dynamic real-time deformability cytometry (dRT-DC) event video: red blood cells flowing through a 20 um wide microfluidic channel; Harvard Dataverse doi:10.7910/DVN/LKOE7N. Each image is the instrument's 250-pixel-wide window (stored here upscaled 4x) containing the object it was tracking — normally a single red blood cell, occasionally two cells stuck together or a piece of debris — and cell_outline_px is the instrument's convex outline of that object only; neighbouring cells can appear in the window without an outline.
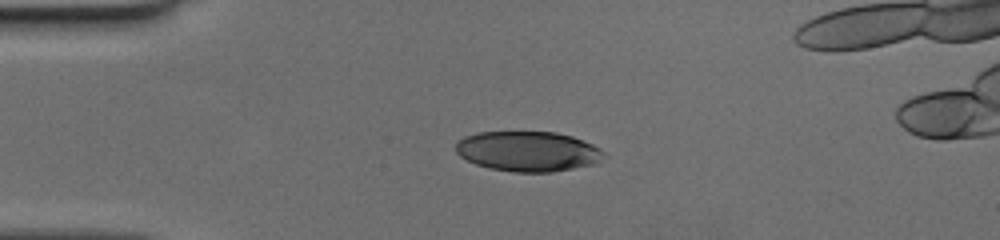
{"species": "human", "species_latin": "Homo sapiens", "temperature_condition": "cold", "stored_images_in_passage": 40, "camera_frame_rate_fps": 3000, "um_per_image_px": 0.085, "donor": {"sex": "female"}, "frame": {"image": 1, "passage_image": 1, "time_ms": 0.0, "image_size_px": [1000, 240], "cell_outline_px": [[608, 156], [596, 164], [552, 172], [512, 172], [488, 168], [476, 164], [460, 156], [456, 152], [456, 144], [464, 136], [480, 132], [556, 132], [572, 136], [592, 144], [600, 148]], "centroid_in_image_um": [44.92, 12.87], "position_along_channel_um": 40.1, "area_um2": 34.8}}
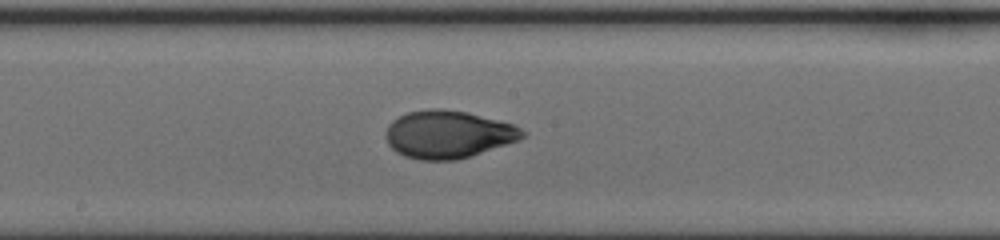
{"frame": {"image": 2, "passage_image": 16, "time_ms": 5.0, "image_size_px": [1000, 240], "cell_outline_px": [[524, 136], [520, 140], [456, 160], [420, 160], [404, 156], [396, 152], [388, 144], [384, 136], [384, 132], [388, 124], [392, 120], [408, 112], [428, 108], [440, 108], [468, 112], [512, 124], [520, 128], [524, 132]], "centroid_in_image_um": [38.04, 11.41], "position_along_channel_um": 210.2, "area_um2": 38.03}}
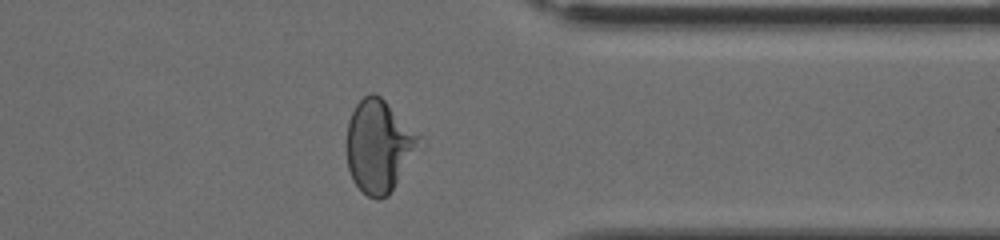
{"frame": {"image": 3, "passage_image": 29, "time_ms": 9.333, "image_size_px": [1000, 240], "cell_outline_px": [[420, 136], [416, 144], [388, 196], [380, 200], [376, 200], [368, 196], [352, 180], [348, 168], [348, 120], [356, 104], [364, 96], [372, 92], [380, 96]], "centroid_in_image_um": [32.12, 12.4], "position_along_channel_um": 379.3, "area_um2": 37.22}}